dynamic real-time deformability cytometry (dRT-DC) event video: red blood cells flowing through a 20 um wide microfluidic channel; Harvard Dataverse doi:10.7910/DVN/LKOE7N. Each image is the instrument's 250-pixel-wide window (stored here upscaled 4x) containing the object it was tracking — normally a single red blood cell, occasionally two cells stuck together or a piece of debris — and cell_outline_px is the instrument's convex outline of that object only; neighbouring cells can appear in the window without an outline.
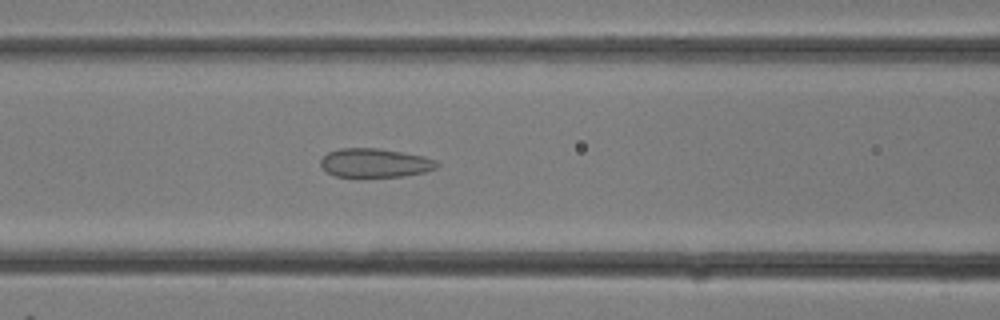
{"species": "common noctule bat (a hibernating species)", "species_latin": "Nyctalus noctula", "temperature_condition": "room temperature", "stored_images_in_passage": 17, "camera_frame_rate_fps": 3000, "um_per_image_px": 0.085, "animal": {"sex": "female"}, "frame": {"image": 1, "passage_image": 12, "time_ms": 3.667, "image_size_px": [1000, 320], "cell_outline_px": [[440, 164], [436, 168], [424, 172], [404, 176], [360, 180], [336, 176], [328, 172], [320, 164], [320, 160], [328, 152], [340, 148], [380, 148], [424, 156], [436, 160]], "centroid_in_image_um": [31.86, 13.89], "position_along_channel_um": 134.7, "area_um2": 20.4}}
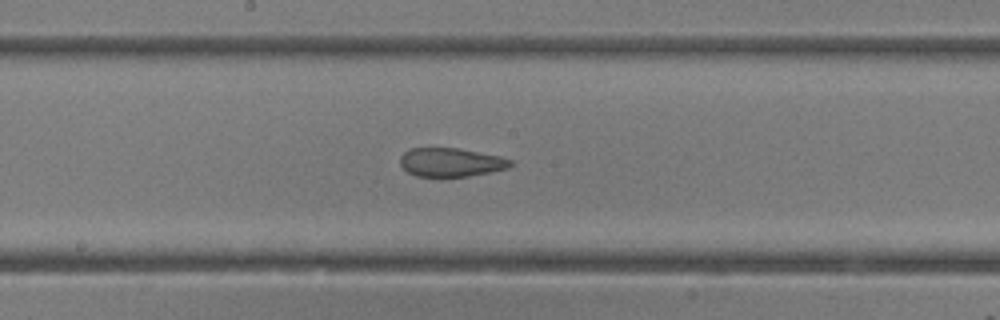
{"frame": {"image": 2, "passage_image": 15, "time_ms": 4.667, "image_size_px": [1000, 320], "cell_outline_px": [[512, 164], [508, 168], [468, 176], [416, 176], [408, 172], [400, 164], [400, 156], [408, 148], [456, 148], [500, 156], [512, 160]], "centroid_in_image_um": [38.3, 13.78], "position_along_channel_um": 209.9, "area_um2": 18.26}}
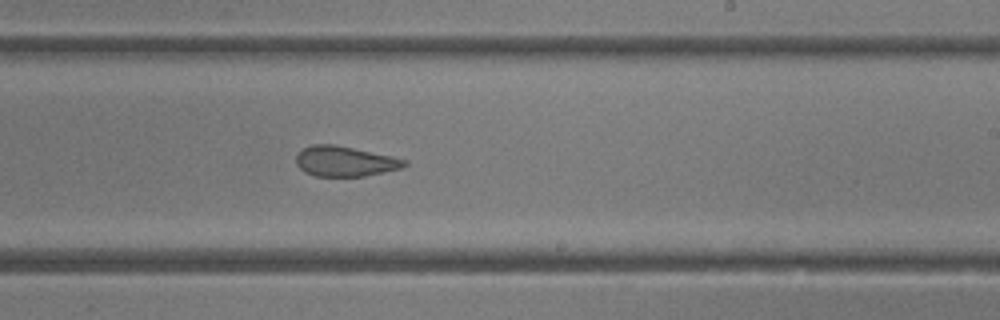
{"frame": {"image": 3, "passage_image": 17, "time_ms": 5.333, "image_size_px": [1000, 320], "cell_outline_px": [[408, 164], [400, 168], [364, 176], [316, 176], [304, 172], [296, 164], [296, 156], [304, 148], [312, 144], [336, 144], [392, 156], [408, 160]], "centroid_in_image_um": [29.31, 13.7], "position_along_channel_um": 259.7, "area_um2": 19.02}}